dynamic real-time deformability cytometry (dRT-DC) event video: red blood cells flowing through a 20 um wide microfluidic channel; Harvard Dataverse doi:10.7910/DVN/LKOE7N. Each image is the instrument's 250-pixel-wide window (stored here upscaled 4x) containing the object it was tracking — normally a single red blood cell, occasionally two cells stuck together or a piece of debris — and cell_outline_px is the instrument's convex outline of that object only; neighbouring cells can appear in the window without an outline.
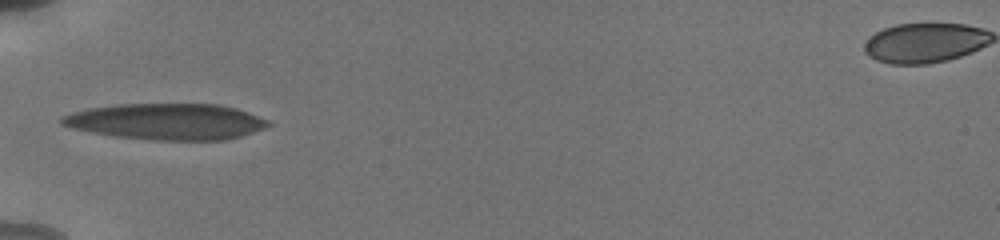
{"species": "human", "species_latin": "Homo sapiens", "temperature_condition": "cold", "stored_images_in_passage": 29, "camera_frame_rate_fps": 3000, "um_per_image_px": 0.085, "donor": {"sex": "male"}, "frame": {"image": 1, "passage_image": 1, "time_ms": 0.0, "image_size_px": [1000, 240], "cell_outline_px": [[272, 124], [264, 128], [240, 136], [224, 140], [156, 140], [112, 136], [72, 128], [60, 124], [60, 116], [72, 112], [88, 108], [116, 104], [220, 104], [236, 108], [248, 112], [268, 120]], "centroid_in_image_um": [14.13, 10.33], "position_along_channel_um": 70.9, "area_um2": 43.58}}
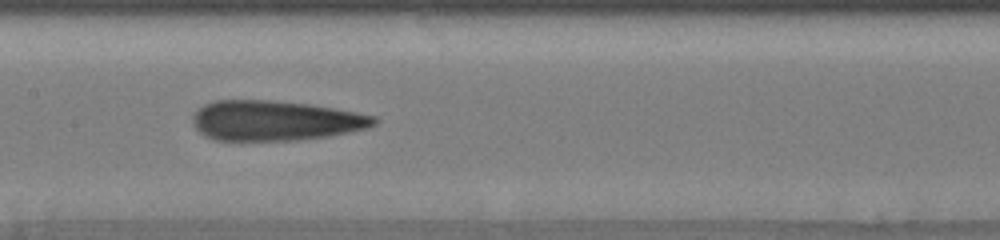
{"frame": {"image": 2, "passage_image": 17, "time_ms": 3.0, "image_size_px": [1000, 240], "cell_outline_px": [[380, 120], [376, 124], [368, 128], [328, 136], [296, 140], [216, 140], [204, 136], [192, 124], [192, 116], [196, 108], [212, 100], [272, 100], [312, 104], [356, 112], [376, 116]], "centroid_in_image_um": [23.37, 10.24], "position_along_channel_um": 184.0, "area_um2": 42.71}}
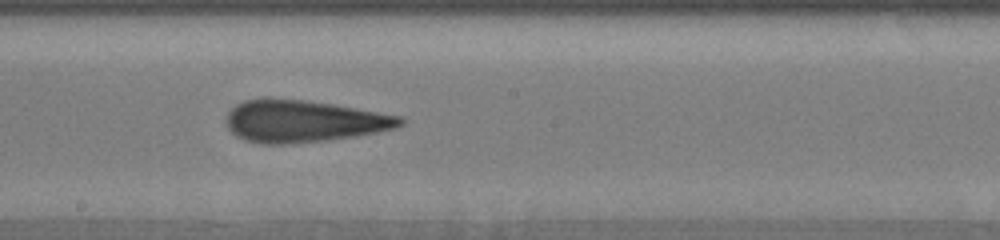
{"frame": {"image": 3, "passage_image": 25, "time_ms": 4.0, "image_size_px": [1000, 240], "cell_outline_px": [[404, 124], [396, 128], [356, 136], [324, 140], [284, 144], [260, 144], [244, 140], [236, 136], [228, 128], [224, 120], [228, 112], [236, 104], [244, 100], [268, 96], [304, 100], [332, 104], [404, 116]], "centroid_in_image_um": [25.76, 10.28], "position_along_channel_um": 222.4, "area_um2": 43.12}}